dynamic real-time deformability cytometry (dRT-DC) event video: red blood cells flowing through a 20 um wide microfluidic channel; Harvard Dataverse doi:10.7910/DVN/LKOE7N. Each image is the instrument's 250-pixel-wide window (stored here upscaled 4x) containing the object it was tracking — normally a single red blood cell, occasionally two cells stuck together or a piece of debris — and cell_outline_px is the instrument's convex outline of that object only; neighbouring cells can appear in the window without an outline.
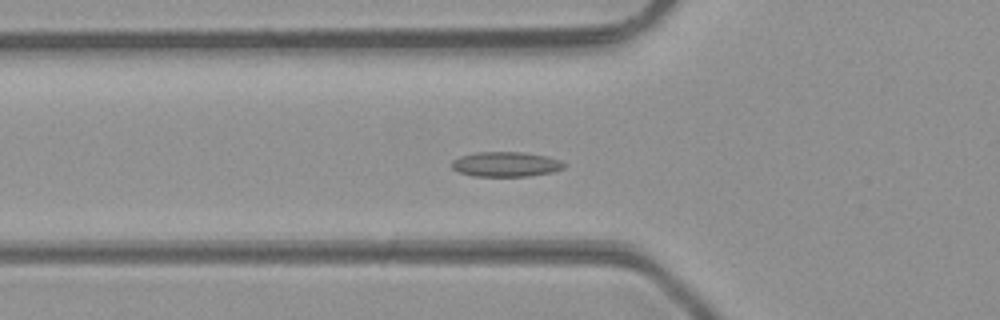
{"species": "common noctule bat (a hibernating species)", "species_latin": "Nyctalus noctula", "temperature_condition": "room temperature", "stored_images_in_passage": 50, "camera_frame_rate_fps": 3000, "um_per_image_px": 0.085, "animal": {"sex": "male", "body_mass_g": 23.1, "forearm_length_mm": 52.7}, "frame": {"image": 1, "passage_image": 18, "time_ms": 5.667, "image_size_px": [1000, 320], "cell_outline_px": [[568, 164], [564, 168], [552, 172], [528, 176], [472, 176], [460, 172], [452, 168], [452, 160], [460, 156], [476, 152], [524, 152], [548, 156], [560, 160]], "centroid_in_image_um": [43.03, 13.95], "position_along_channel_um": 82.8, "area_um2": 16.42}}
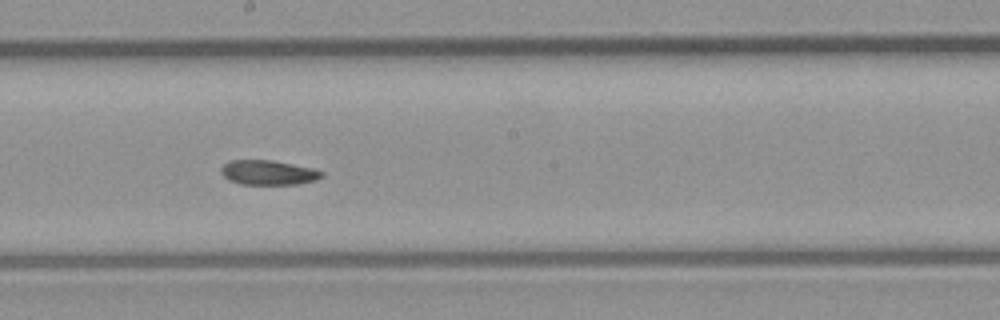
{"frame": {"image": 2, "passage_image": 28, "time_ms": 9.0, "image_size_px": [1000, 320], "cell_outline_px": [[324, 176], [316, 180], [296, 184], [240, 184], [228, 180], [220, 172], [220, 168], [228, 160], [272, 160], [316, 168], [324, 172]], "centroid_in_image_um": [22.82, 14.66], "position_along_channel_um": 225.4, "area_um2": 14.68}}
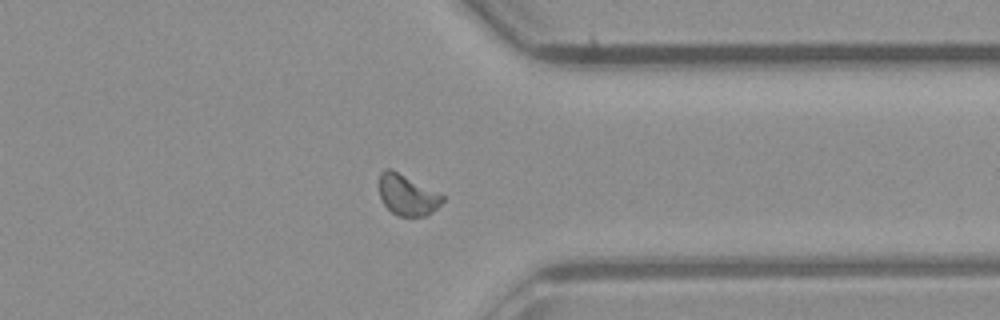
{"frame": {"image": 3, "passage_image": 39, "time_ms": 12.667, "image_size_px": [1000, 320], "cell_outline_px": [[444, 200], [432, 212], [424, 216], [400, 216], [392, 212], [380, 200], [380, 172], [384, 168], [392, 168], [444, 196]], "centroid_in_image_um": [34.59, 16.56], "position_along_channel_um": 376.8, "area_um2": 14.91}}